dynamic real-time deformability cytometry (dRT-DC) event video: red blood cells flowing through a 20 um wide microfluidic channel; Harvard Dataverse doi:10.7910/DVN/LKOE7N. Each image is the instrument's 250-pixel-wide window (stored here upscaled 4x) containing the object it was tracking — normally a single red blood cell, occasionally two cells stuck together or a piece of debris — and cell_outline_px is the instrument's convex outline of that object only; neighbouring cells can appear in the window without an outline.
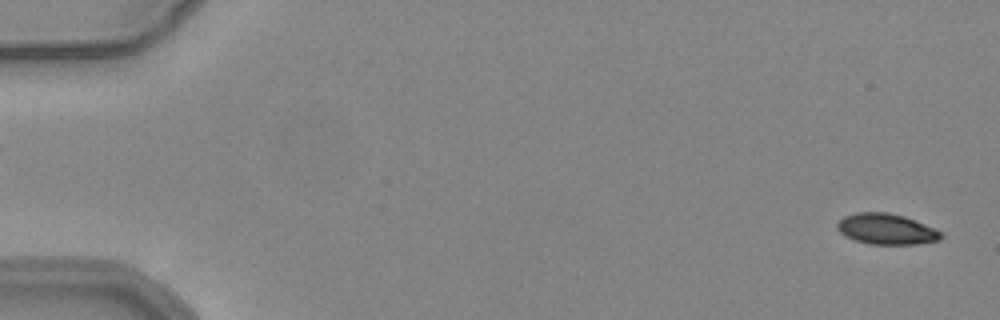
{"species": "common noctule bat (a hibernating species)", "species_latin": "Nyctalus noctula", "temperature_condition": "warm", "stored_images_in_passage": 10, "camera_frame_rate_fps": 3000, "um_per_image_px": 0.085, "animal": {"sex": "female", "body_mass_g": 24.6, "forearm_length_mm": 56.2}, "frame": {"image": 1, "passage_image": 1, "time_ms": 0.0, "image_size_px": [1000, 320], "cell_outline_px": [[944, 236], [940, 240], [916, 244], [868, 244], [844, 236], [836, 228], [836, 224], [844, 216], [856, 212], [888, 212], [904, 216], [944, 232]], "centroid_in_image_um": [75.35, 19.47], "position_along_channel_um": 9.7, "area_um2": 18.73}}